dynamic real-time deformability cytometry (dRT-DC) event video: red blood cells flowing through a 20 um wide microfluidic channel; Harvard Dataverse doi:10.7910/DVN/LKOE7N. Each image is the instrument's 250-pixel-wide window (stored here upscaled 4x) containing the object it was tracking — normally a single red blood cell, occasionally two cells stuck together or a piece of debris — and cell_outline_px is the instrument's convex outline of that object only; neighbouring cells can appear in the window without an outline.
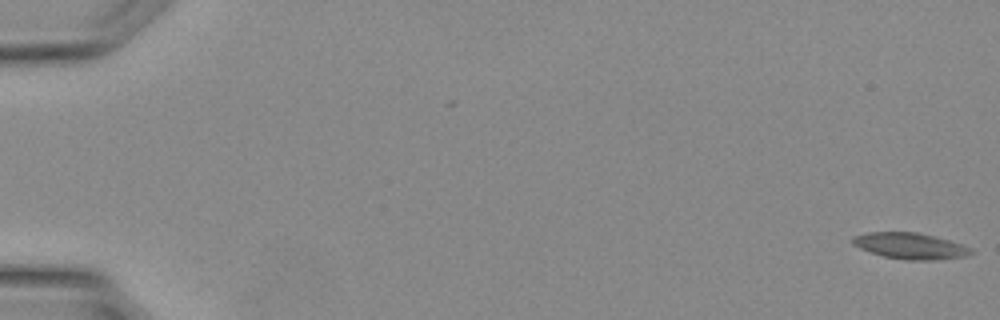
{"species": "Egyptian fruit bat (a non-hibernating species)", "species_latin": "Rousettus aegyptiacus", "temperature_condition": "warm", "stored_images_in_passage": 34, "camera_frame_rate_fps": 3000, "um_per_image_px": 0.085, "animal": {"sex": "female"}, "frame": {"image": 1, "passage_image": 1, "time_ms": 0.0, "image_size_px": [1000, 320], "cell_outline_px": [[972, 252], [968, 256], [936, 260], [908, 260], [884, 256], [860, 248], [852, 244], [852, 236], [868, 232], [916, 232], [948, 240], [972, 248]], "centroid_in_image_um": [77.36, 20.9], "position_along_channel_um": 7.6, "area_um2": 17.86}}
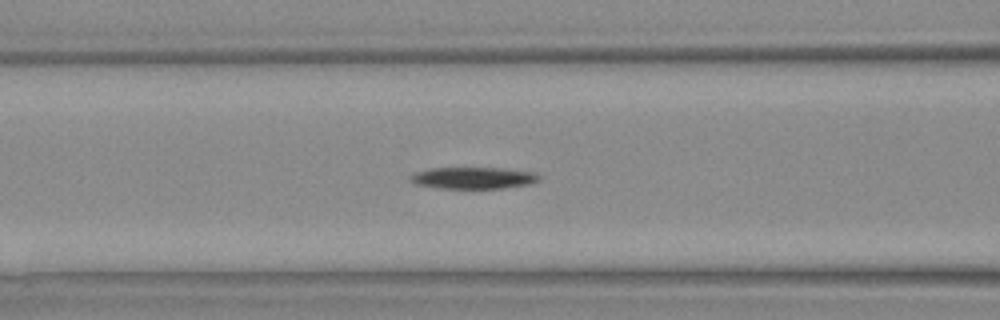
{"frame": {"image": 2, "passage_image": 16, "time_ms": 5.0, "image_size_px": [1000, 320], "cell_outline_px": [[540, 180], [532, 184], [504, 188], [440, 188], [416, 184], [408, 180], [408, 176], [416, 172], [432, 168], [504, 168], [536, 172], [540, 176]], "centroid_in_image_um": [40.27, 15.12], "position_along_channel_um": 126.3, "area_um2": 16.42}}
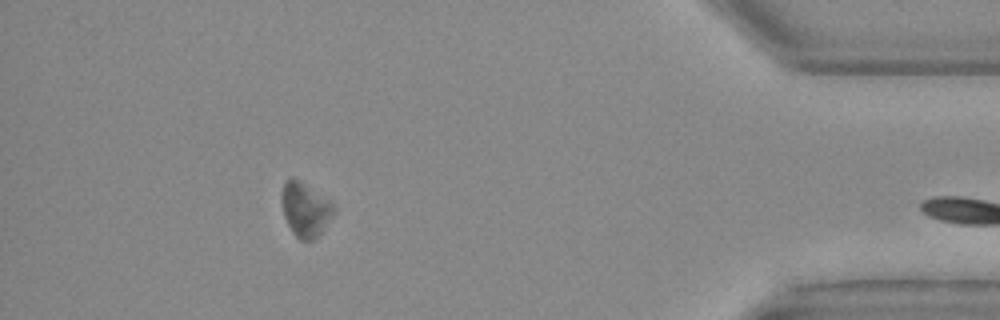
{"frame": {"image": 3, "passage_image": 33, "time_ms": 10.667, "image_size_px": [1000, 320], "cell_outline_px": [[332, 212], [320, 232], [312, 240], [300, 240], [292, 232], [284, 216], [280, 196], [284, 184], [288, 180], [300, 180], [328, 200], [332, 204]], "centroid_in_image_um": [25.88, 17.81], "position_along_channel_um": 409.3, "area_um2": 15.61}}